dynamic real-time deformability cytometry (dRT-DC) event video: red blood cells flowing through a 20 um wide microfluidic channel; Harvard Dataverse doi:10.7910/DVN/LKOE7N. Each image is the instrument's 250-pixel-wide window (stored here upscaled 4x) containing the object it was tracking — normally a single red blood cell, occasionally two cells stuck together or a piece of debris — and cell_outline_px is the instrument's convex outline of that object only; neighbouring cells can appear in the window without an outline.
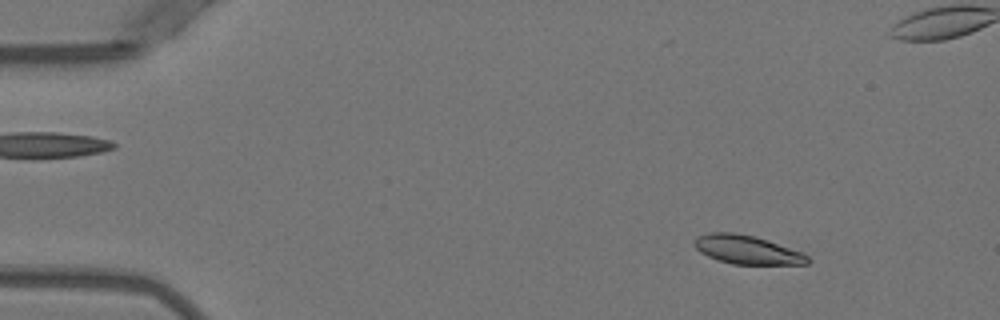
{"species": "Egyptian fruit bat (a non-hibernating species)", "species_latin": "Rousettus aegyptiacus", "temperature_condition": "warm", "stored_images_in_passage": 47, "camera_frame_rate_fps": 3000, "um_per_image_px": 0.085, "animal": {"sex": "female"}, "frame": {"image": 1, "passage_image": 1, "time_ms": 0.0, "image_size_px": [1000, 320], "cell_outline_px": [[812, 260], [808, 264], [732, 264], [708, 256], [700, 252], [692, 244], [696, 236], [708, 232], [736, 232], [756, 236], [768, 240], [800, 252], [808, 256]], "centroid_in_image_um": [63.47, 21.21], "position_along_channel_um": 21.5, "area_um2": 19.02}}
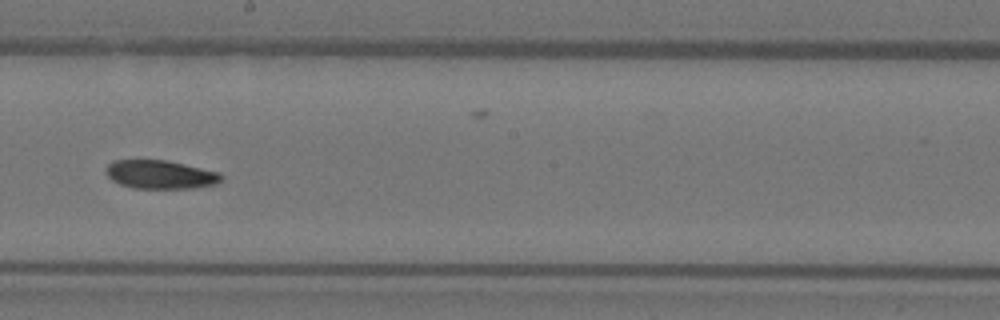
{"frame": {"image": 2, "passage_image": 24, "time_ms": 7.667, "image_size_px": [1000, 320], "cell_outline_px": [[224, 176], [216, 184], [192, 188], [132, 188], [120, 184], [112, 180], [104, 172], [108, 164], [112, 160], [168, 160], [220, 172]], "centroid_in_image_um": [13.62, 14.83], "position_along_channel_um": 234.6, "area_um2": 19.31}}
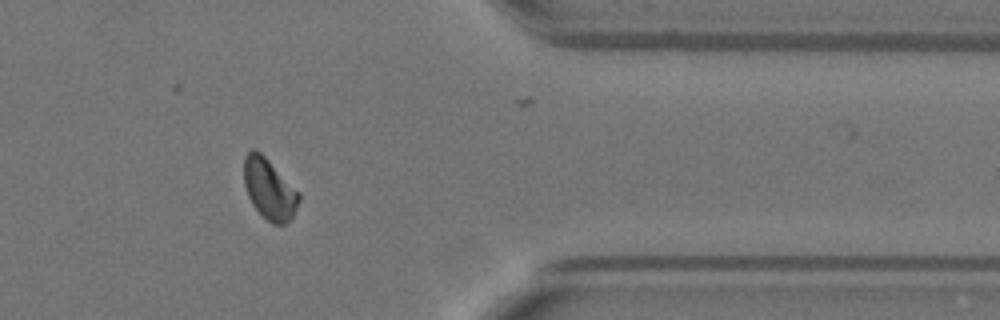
{"frame": {"image": 3, "passage_image": 37, "time_ms": 12.0, "image_size_px": [1000, 320], "cell_outline_px": [[300, 200], [292, 216], [284, 224], [272, 224], [252, 204], [248, 196], [244, 184], [244, 156], [252, 148], [256, 148], [300, 192]], "centroid_in_image_um": [22.88, 16.04], "position_along_channel_um": 388.5, "area_um2": 19.25}, "authors_computed_cell_mechanics": {"area_um2": 19.363, "velocity_mm_per_s": 3.9507, "shape_relaxation_time_tau1_ms": null, "shape_relaxation_time_tau2_ms": 6.7856, "deformation_change_tau1": null, "deformation_change_tau2": 0.1046}}